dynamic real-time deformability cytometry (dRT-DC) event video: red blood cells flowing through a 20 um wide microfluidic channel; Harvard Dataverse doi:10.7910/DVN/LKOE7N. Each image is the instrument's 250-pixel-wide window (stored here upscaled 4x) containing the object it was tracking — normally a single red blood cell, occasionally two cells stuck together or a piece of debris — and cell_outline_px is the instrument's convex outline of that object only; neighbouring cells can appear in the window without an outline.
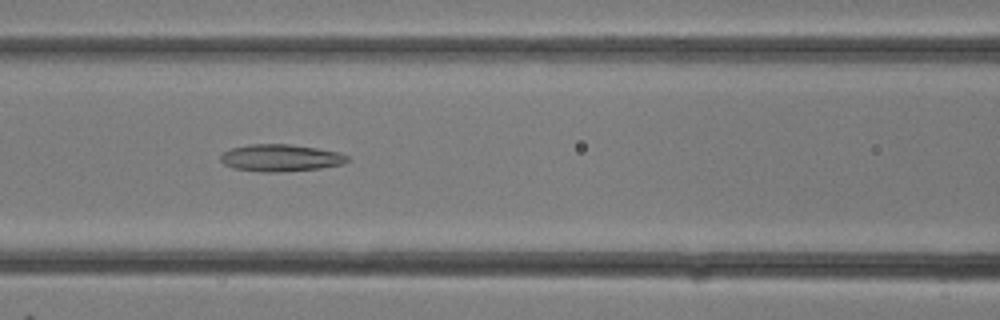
{"species": "common noctule bat (a hibernating species)", "species_latin": "Nyctalus noctula", "temperature_condition": "room temperature", "stored_images_in_passage": 26, "camera_frame_rate_fps": 3000, "um_per_image_px": 0.085, "animal": {"sex": "female"}, "frame": {"image": 1, "passage_image": 9, "time_ms": 2.667, "image_size_px": [1000, 320], "cell_outline_px": [[352, 160], [344, 164], [320, 168], [280, 172], [260, 172], [232, 168], [224, 164], [220, 160], [220, 156], [224, 152], [232, 148], [248, 144], [288, 144], [316, 148], [336, 152], [348, 156]], "centroid_in_image_um": [23.85, 13.43], "position_along_channel_um": 142.8, "area_um2": 20.06}}
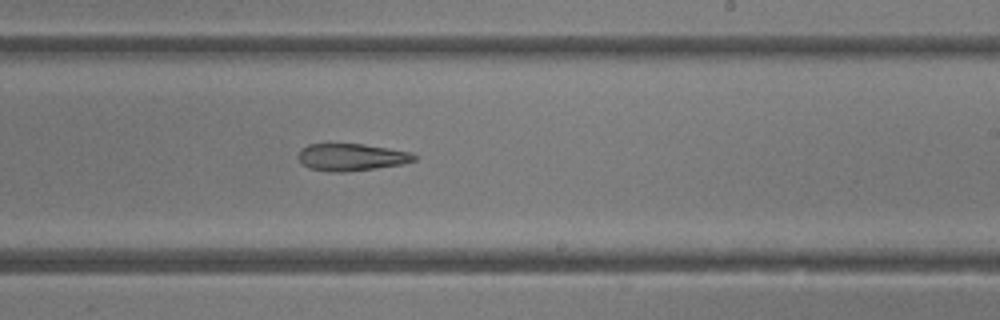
{"frame": {"image": 2, "passage_image": 14, "time_ms": 4.333, "image_size_px": [1000, 320], "cell_outline_px": [[416, 160], [404, 164], [344, 172], [332, 172], [308, 168], [296, 156], [300, 148], [308, 144], [364, 144], [412, 152], [416, 156]], "centroid_in_image_um": [29.86, 13.35], "position_along_channel_um": 259.1, "area_um2": 18.44}}
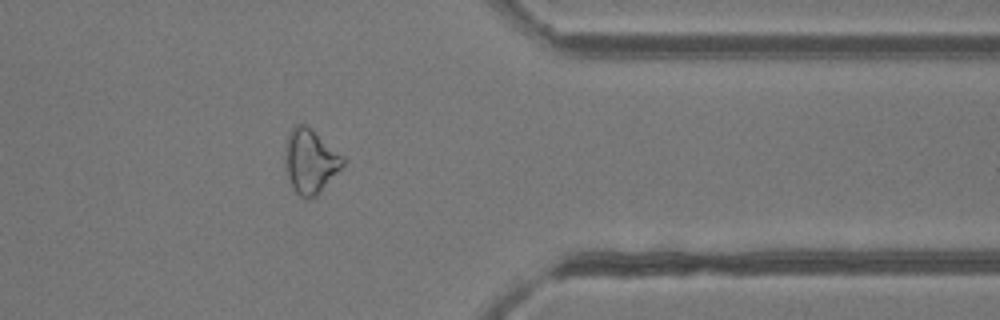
{"frame": {"image": 3, "passage_image": 20, "time_ms": 6.333, "image_size_px": [1000, 320], "cell_outline_px": [[344, 164], [320, 192], [316, 196], [308, 200], [300, 196], [292, 188], [284, 168], [284, 148], [288, 132], [296, 124], [304, 124], [344, 156]], "centroid_in_image_um": [26.32, 13.72], "position_along_channel_um": 385.1, "area_um2": 21.68}}